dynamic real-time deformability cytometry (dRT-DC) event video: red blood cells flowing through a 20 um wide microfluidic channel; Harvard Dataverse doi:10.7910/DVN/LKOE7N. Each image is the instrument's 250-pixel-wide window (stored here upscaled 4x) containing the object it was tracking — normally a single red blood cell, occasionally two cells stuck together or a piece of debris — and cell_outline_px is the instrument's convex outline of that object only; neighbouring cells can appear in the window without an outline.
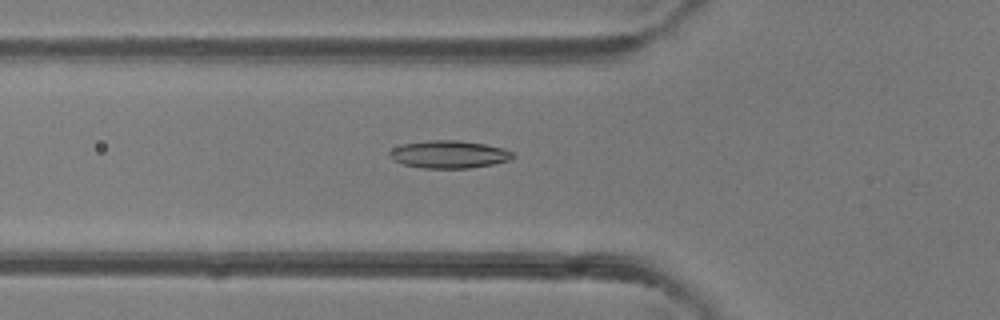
{"species": "common noctule bat (a hibernating species)", "species_latin": "Nyctalus noctula", "temperature_condition": "room temperature", "stored_images_in_passage": 3, "camera_frame_rate_fps": 3000, "um_per_image_px": 0.085, "animal": {"sex": "female"}, "frame": {"image": 1, "passage_image": 2, "time_ms": 0.333, "image_size_px": [1000, 320], "cell_outline_px": [[516, 156], [508, 160], [492, 164], [468, 168], [424, 168], [404, 164], [392, 160], [388, 156], [388, 152], [392, 148], [404, 144], [428, 140], [460, 140], [484, 144], [504, 148], [512, 152]], "centroid_in_image_um": [38.14, 13.11], "position_along_channel_um": 87.7, "area_um2": 19.83}}